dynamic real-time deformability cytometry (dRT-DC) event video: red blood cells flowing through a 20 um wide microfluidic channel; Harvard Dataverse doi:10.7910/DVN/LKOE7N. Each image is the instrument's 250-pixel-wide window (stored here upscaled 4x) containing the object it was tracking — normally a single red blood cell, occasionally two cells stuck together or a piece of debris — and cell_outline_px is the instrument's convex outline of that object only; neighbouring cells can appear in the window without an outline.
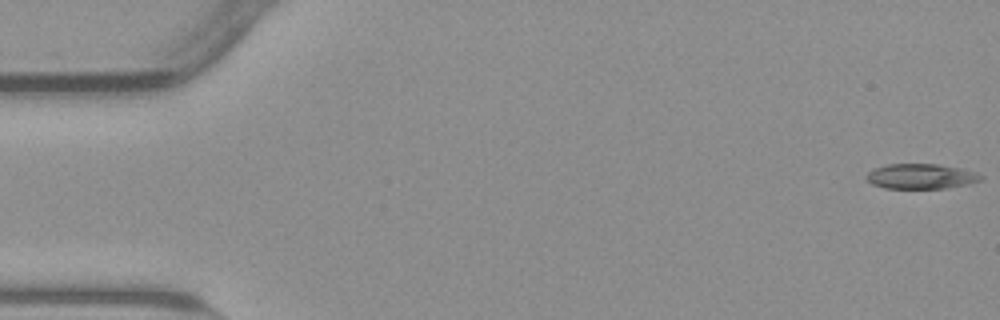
{"species": "common noctule bat (a hibernating species)", "species_latin": "Nyctalus noctula", "temperature_condition": "warm", "stored_images_in_passage": 54, "camera_frame_rate_fps": 3000, "um_per_image_px": 0.085, "animal": {"sex": "male", "body_mass_g": 23.1, "forearm_length_mm": 52.7}, "frame": {"image": 1, "passage_image": 1, "time_ms": 0.0, "image_size_px": [1000, 320], "cell_outline_px": [[984, 176], [980, 180], [968, 184], [944, 188], [884, 188], [872, 184], [864, 176], [868, 172], [876, 168], [888, 164], [936, 164], [960, 168], [976, 172]], "centroid_in_image_um": [78.27, 14.99], "position_along_channel_um": 6.7, "area_um2": 16.59}}
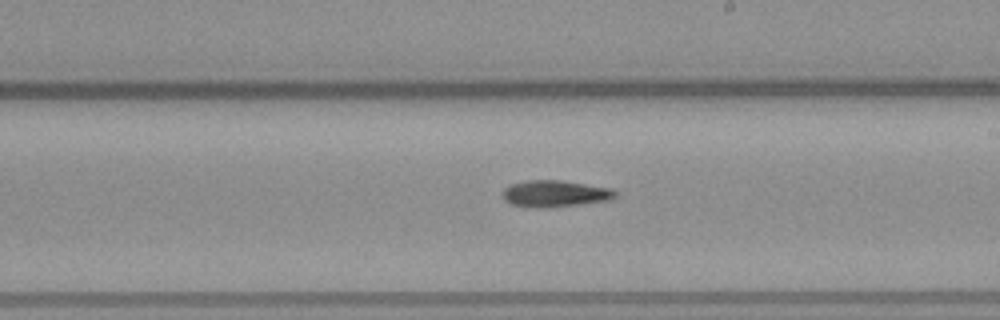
{"frame": {"image": 2, "passage_image": 31, "time_ms": 10.0, "image_size_px": [1000, 320], "cell_outline_px": [[616, 196], [608, 200], [584, 204], [548, 208], [536, 208], [512, 204], [504, 200], [504, 188], [512, 184], [528, 180], [560, 180], [612, 188], [616, 192]], "centroid_in_image_um": [47.2, 16.47], "position_along_channel_um": 241.8, "area_um2": 17.46}}
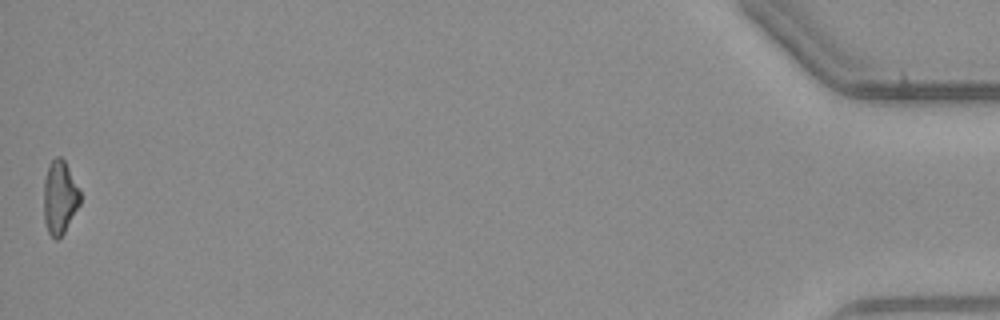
{"frame": {"image": 3, "passage_image": 54, "time_ms": 17.667, "image_size_px": [1000, 320], "cell_outline_px": [[80, 204], [64, 232], [56, 240], [48, 232], [44, 220], [44, 180], [48, 164], [56, 156], [60, 156], [64, 160], [80, 192]], "centroid_in_image_um": [5.06, 16.77], "position_along_channel_um": 430.1, "area_um2": 15.37}}